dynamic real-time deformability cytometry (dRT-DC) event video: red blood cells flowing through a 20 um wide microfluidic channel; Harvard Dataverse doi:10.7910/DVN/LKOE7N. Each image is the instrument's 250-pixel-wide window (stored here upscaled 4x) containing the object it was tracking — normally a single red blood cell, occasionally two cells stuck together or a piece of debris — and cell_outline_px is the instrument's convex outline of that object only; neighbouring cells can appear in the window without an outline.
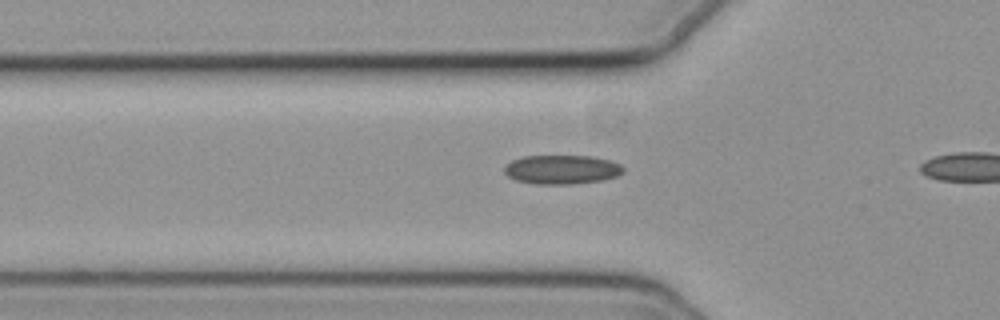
{"species": "common noctule bat (a hibernating species)", "species_latin": "Nyctalus noctula", "temperature_condition": "cold", "stored_images_in_passage": 14, "camera_frame_rate_fps": 3000, "um_per_image_px": 0.085, "animal": {"sex": "female", "body_mass_g": 19.3, "forearm_length_mm": 54.1}, "frame": {"image": 1, "passage_image": 8, "time_ms": 2.333, "image_size_px": [1000, 320], "cell_outline_px": [[624, 172], [616, 176], [604, 180], [572, 184], [536, 184], [516, 180], [508, 176], [504, 172], [504, 168], [512, 160], [524, 156], [592, 156], [608, 160], [620, 164], [624, 168]], "centroid_in_image_um": [47.77, 14.41], "position_along_channel_um": 78.0, "area_um2": 20.11}}
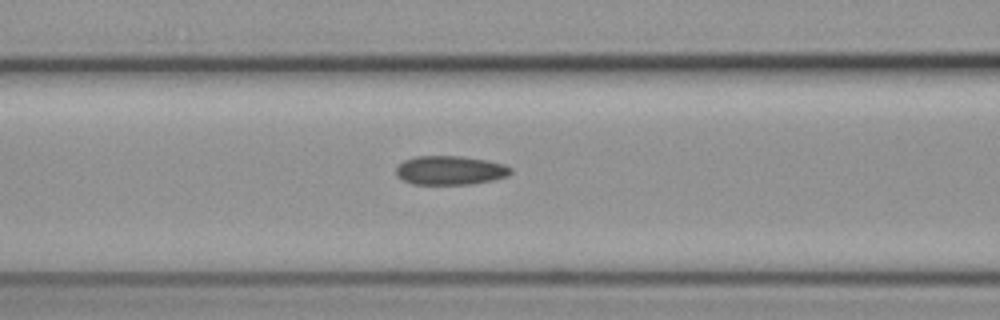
{"frame": {"image": 2, "passage_image": 12, "time_ms": 3.667, "image_size_px": [1000, 320], "cell_outline_px": [[512, 172], [508, 176], [492, 180], [472, 184], [412, 184], [396, 176], [396, 168], [404, 160], [416, 156], [460, 156], [484, 160], [504, 164], [512, 168]], "centroid_in_image_um": [38.26, 14.48], "position_along_channel_um": 128.3, "area_um2": 19.31}}